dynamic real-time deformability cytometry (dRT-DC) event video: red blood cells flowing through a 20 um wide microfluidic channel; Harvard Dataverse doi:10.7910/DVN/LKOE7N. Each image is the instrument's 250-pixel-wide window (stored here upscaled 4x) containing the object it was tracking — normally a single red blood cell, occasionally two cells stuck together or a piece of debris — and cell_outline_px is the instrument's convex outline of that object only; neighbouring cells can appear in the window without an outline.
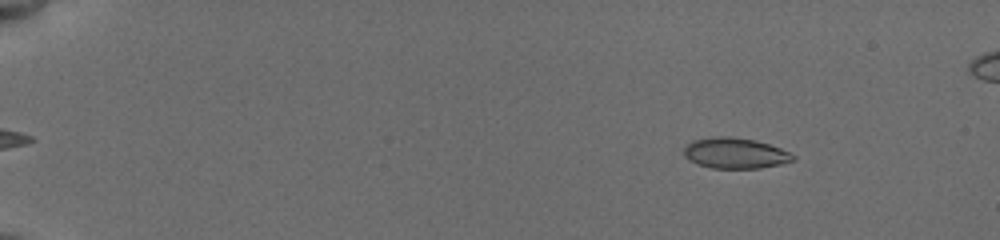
{"species": "common noctule bat (a hibernating species)", "species_latin": "Nyctalus noctula", "temperature_condition": "cold", "stored_images_in_passage": 38, "camera_frame_rate_fps": 3000, "um_per_image_px": 0.085, "animal": {"sex": "female", "body_mass_g": 19.5, "forearm_length_mm": 54.1}, "frame": {"image": 1, "passage_image": 7, "time_ms": 2.333, "image_size_px": [1000, 240], "cell_outline_px": [[796, 160], [780, 164], [760, 168], [712, 168], [688, 160], [684, 156], [684, 148], [692, 140], [720, 136], [728, 136], [756, 140], [780, 148], [796, 156]], "centroid_in_image_um": [62.5, 13.02], "position_along_channel_um": 22.5, "area_um2": 19.42}}
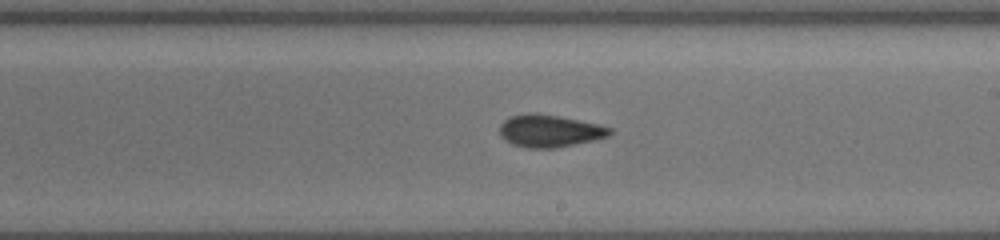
{"frame": {"image": 2, "passage_image": 26, "time_ms": 11.333, "image_size_px": [1000, 240], "cell_outline_px": [[612, 132], [608, 136], [592, 140], [556, 148], [528, 148], [512, 144], [504, 140], [500, 136], [500, 124], [504, 120], [512, 116], [528, 112], [536, 112], [600, 124], [612, 128]], "centroid_in_image_um": [46.69, 11.12], "position_along_channel_um": 242.3, "area_um2": 20.81}}
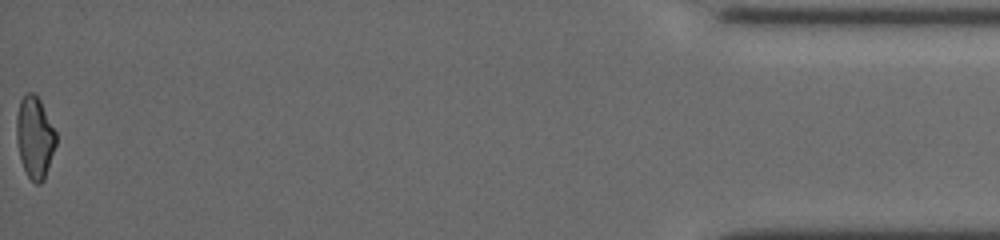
{"frame": {"image": 3, "passage_image": 38, "time_ms": 18.333, "image_size_px": [1000, 240], "cell_outline_px": [[56, 144], [44, 180], [40, 184], [36, 184], [28, 176], [24, 168], [20, 156], [16, 140], [16, 116], [20, 100], [28, 92], [32, 92], [40, 100], [56, 132]], "centroid_in_image_um": [2.95, 11.67], "position_along_channel_um": 432.3, "area_um2": 18.67}, "authors_computed_cell_mechanics": {"area_um2": 19.9121, "velocity_mm_per_s": 3.8398, "shape_relaxation_time_tau1_ms": null, "shape_relaxation_time_tau2_ms": 1.6897, "deformation_change_tau1": null, "deformation_change_tau2": 0.071}}